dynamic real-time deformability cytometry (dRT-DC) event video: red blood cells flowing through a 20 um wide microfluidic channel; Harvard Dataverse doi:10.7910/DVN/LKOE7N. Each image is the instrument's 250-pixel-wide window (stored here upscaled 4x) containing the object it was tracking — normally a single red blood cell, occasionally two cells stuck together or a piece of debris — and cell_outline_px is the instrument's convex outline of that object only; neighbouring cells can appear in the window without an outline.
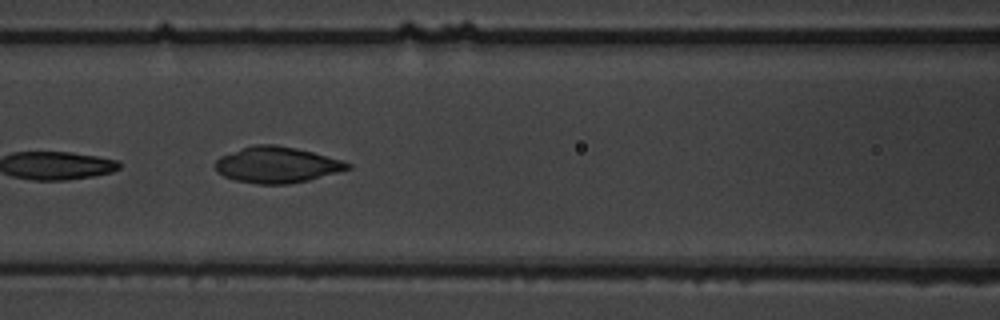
{"species": "common noctule bat (a hibernating species)", "species_latin": "Nyctalus noctula", "temperature_condition": "warm", "stored_images_in_passage": 9, "camera_frame_rate_fps": 3000, "um_per_image_px": 0.085, "animal": {"sex": "male", "body_mass_g": 19.5, "forearm_length_mm": 54.6}, "frame": {"image": 1, "passage_image": 6, "time_ms": 6.0, "image_size_px": [1000, 320], "cell_outline_px": [[352, 168], [308, 180], [288, 184], [256, 184], [236, 180], [224, 176], [216, 172], [216, 160], [220, 156], [252, 144], [276, 144], [296, 148], [312, 152], [340, 160], [352, 164]], "centroid_in_image_um": [23.51, 14.0], "position_along_channel_um": 143.1, "area_um2": 27.69}}
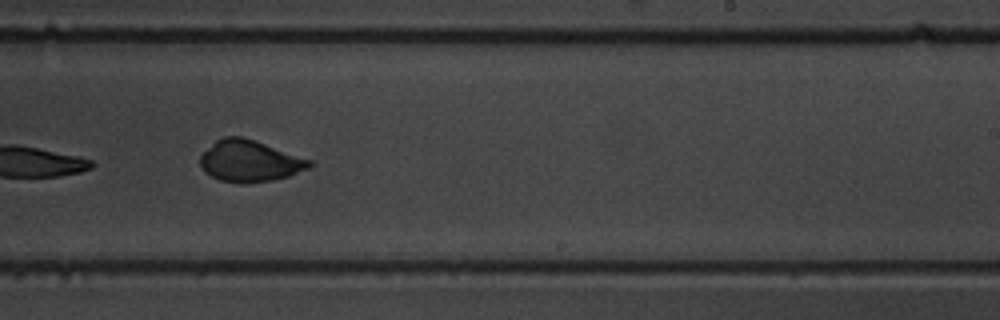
{"frame": {"image": 2, "passage_image": 9, "time_ms": 9.667, "image_size_px": [1000, 320], "cell_outline_px": [[316, 164], [312, 168], [288, 176], [272, 180], [248, 184], [240, 184], [220, 180], [212, 176], [200, 164], [200, 156], [216, 140], [224, 136], [240, 136], [256, 140], [312, 160]], "centroid_in_image_um": [21.3, 13.69], "position_along_channel_um": 267.7, "area_um2": 26.59}}